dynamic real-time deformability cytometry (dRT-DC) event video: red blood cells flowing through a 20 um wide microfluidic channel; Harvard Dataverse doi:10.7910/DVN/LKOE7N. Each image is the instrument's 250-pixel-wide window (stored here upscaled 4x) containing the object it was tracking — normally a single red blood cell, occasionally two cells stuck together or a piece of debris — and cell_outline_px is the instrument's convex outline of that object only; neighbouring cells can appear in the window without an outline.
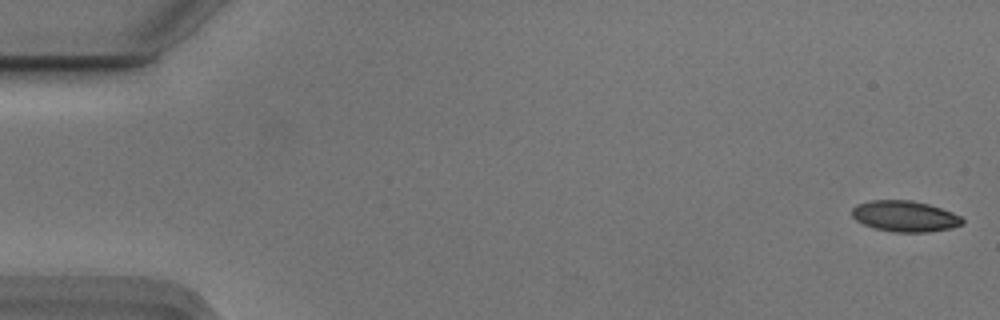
{"species": "Egyptian fruit bat (a non-hibernating species)", "species_latin": "Rousettus aegyptiacus", "temperature_condition": "cold", "stored_images_in_passage": 55, "camera_frame_rate_fps": 3000, "um_per_image_px": 0.085, "animal": {"sex": "male"}, "frame": {"image": 1, "passage_image": 1, "time_ms": 0.0, "image_size_px": [1000, 320], "cell_outline_px": [[964, 224], [952, 228], [928, 232], [892, 232], [872, 228], [856, 220], [852, 216], [852, 208], [856, 204], [872, 200], [912, 200], [928, 204], [952, 212], [960, 216], [964, 220]], "centroid_in_image_um": [76.91, 18.38], "position_along_channel_um": 8.1, "area_um2": 20.06}}
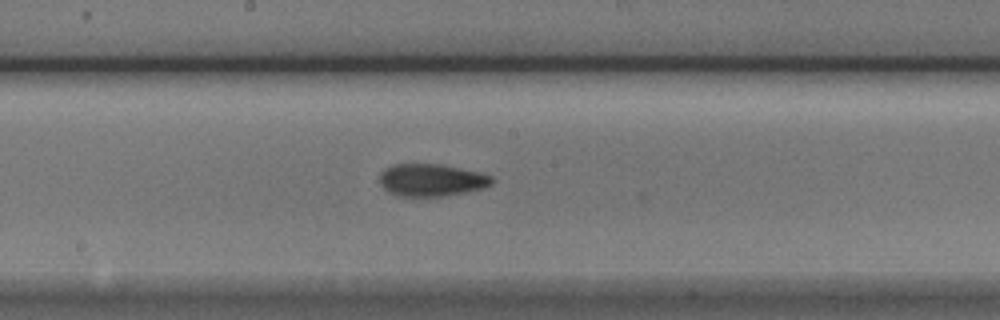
{"frame": {"image": 2, "passage_image": 29, "time_ms": 9.333, "image_size_px": [1000, 320], "cell_outline_px": [[492, 184], [484, 188], [468, 192], [444, 196], [396, 196], [388, 192], [380, 184], [380, 172], [384, 168], [392, 164], [440, 164], [480, 172], [492, 176]], "centroid_in_image_um": [36.66, 15.31], "position_along_channel_um": 211.5, "area_um2": 21.39}}
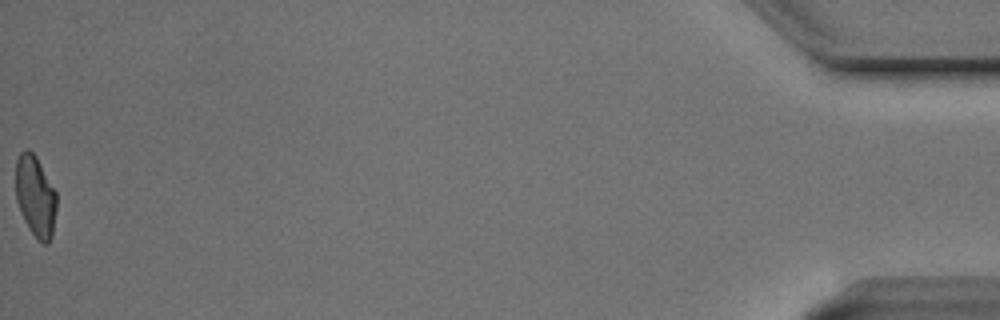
{"frame": {"image": 3, "passage_image": 55, "time_ms": 18.0, "image_size_px": [1000, 320], "cell_outline_px": [[56, 208], [52, 236], [48, 244], [44, 244], [28, 228], [24, 220], [16, 200], [16, 160], [20, 152], [28, 148], [36, 156], [56, 192]], "centroid_in_image_um": [3.0, 16.66], "position_along_channel_um": 432.2, "area_um2": 19.19}, "authors_computed_cell_mechanics": {"area_um2": 20.4612, "velocity_mm_per_s": 3.7336, "shape_relaxation_time_tau1_ms": 5.4932, "shape_relaxation_time_tau2_ms": 2.2753, "deformation_change_tau1": 0.1465, "deformation_change_tau2": 0.079}}